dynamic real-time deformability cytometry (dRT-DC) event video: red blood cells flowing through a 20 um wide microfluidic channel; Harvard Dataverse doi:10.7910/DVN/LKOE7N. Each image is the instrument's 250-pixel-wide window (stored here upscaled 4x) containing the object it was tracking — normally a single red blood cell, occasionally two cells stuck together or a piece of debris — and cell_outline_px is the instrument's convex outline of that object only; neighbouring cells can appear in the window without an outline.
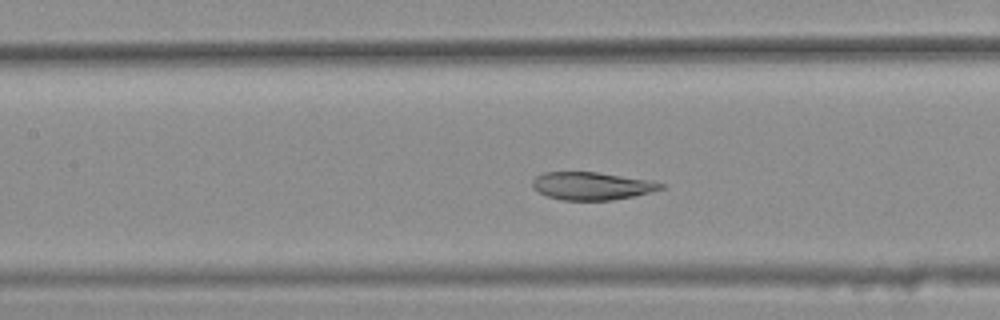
{"species": "common noctule bat (a hibernating species)", "species_latin": "Nyctalus noctula", "temperature_condition": "warm", "stored_images_in_passage": 42, "camera_frame_rate_fps": 3000, "um_per_image_px": 0.085, "animal": {"sex": "female", "body_mass_g": 25.1}, "frame": {"image": 1, "passage_image": 22, "time_ms": 7.0, "image_size_px": [1000, 320], "cell_outline_px": [[664, 188], [632, 196], [612, 200], [560, 200], [548, 196], [532, 188], [532, 180], [536, 176], [544, 172], [596, 172], [652, 180], [664, 184]], "centroid_in_image_um": [50.28, 15.8], "position_along_channel_um": 157.1, "area_um2": 20.69}}
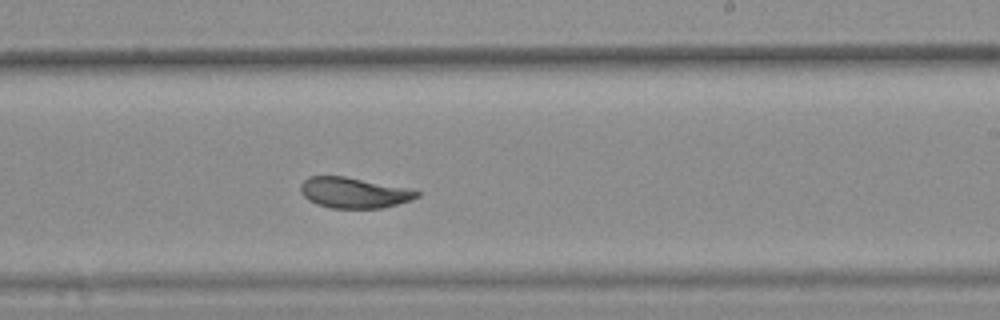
{"frame": {"image": 2, "passage_image": 30, "time_ms": 9.667, "image_size_px": [1000, 320], "cell_outline_px": [[420, 196], [412, 200], [380, 208], [332, 208], [316, 204], [308, 200], [300, 192], [300, 184], [308, 176], [344, 176], [408, 188], [420, 192]], "centroid_in_image_um": [30.06, 16.38], "position_along_channel_um": 258.9, "area_um2": 20.75}}
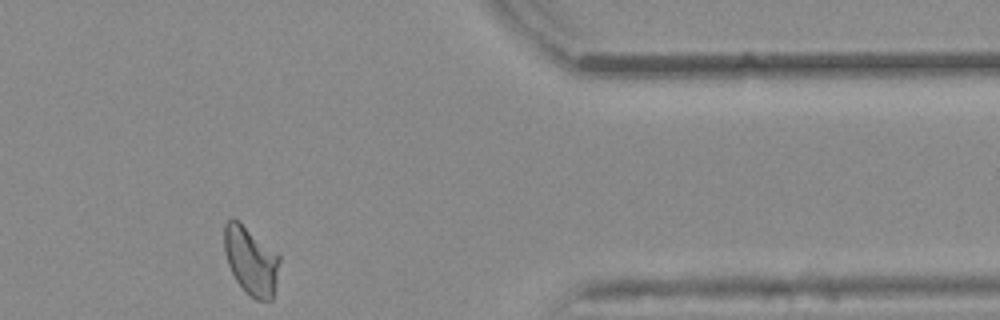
{"frame": {"image": 3, "passage_image": 42, "time_ms": 13.667, "image_size_px": [1000, 320], "cell_outline_px": [[280, 260], [272, 300], [256, 300], [244, 292], [236, 280], [228, 264], [224, 252], [224, 224], [232, 216], [276, 252], [280, 256]], "centroid_in_image_um": [21.31, 22.17], "position_along_channel_um": 390.1, "area_um2": 21.79}, "authors_computed_cell_mechanics": {"area_um2": 21.9929, "velocity_mm_per_s": 3.8295, "shape_relaxation_time_tau1_ms": null, "shape_relaxation_time_tau2_ms": 0.965, "deformation_change_tau1": null, "deformation_change_tau2": 0.0466}}